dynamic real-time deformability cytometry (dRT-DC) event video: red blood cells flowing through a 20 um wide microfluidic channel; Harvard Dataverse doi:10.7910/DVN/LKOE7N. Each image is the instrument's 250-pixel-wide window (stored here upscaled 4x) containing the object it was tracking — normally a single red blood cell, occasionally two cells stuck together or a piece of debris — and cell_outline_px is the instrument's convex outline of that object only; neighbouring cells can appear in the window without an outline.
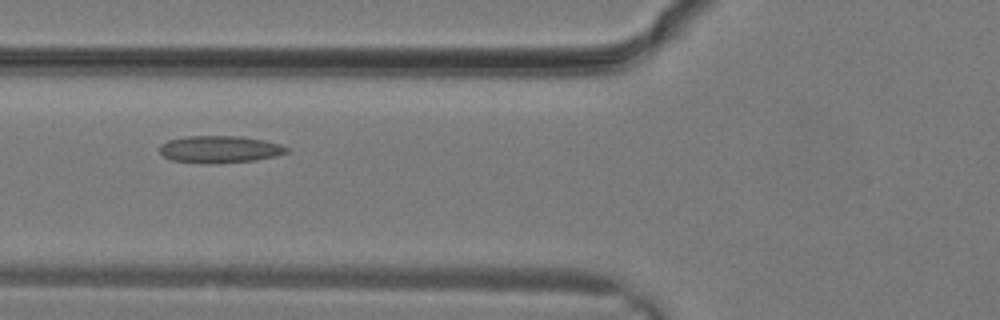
{"species": "common noctule bat (a hibernating species)", "species_latin": "Nyctalus noctula", "temperature_condition": "warm", "stored_images_in_passage": 17, "camera_frame_rate_fps": 3000, "um_per_image_px": 0.085, "animal": {"sex": "male", "body_mass_g": 19.2, "forearm_length_mm": 51.8}, "frame": {"image": 1, "passage_image": 12, "time_ms": 3.667, "image_size_px": [1000, 320], "cell_outline_px": [[288, 152], [276, 156], [256, 160], [220, 164], [204, 164], [172, 160], [164, 156], [160, 152], [160, 144], [168, 140], [184, 136], [240, 136], [264, 140], [280, 144], [288, 148]], "centroid_in_image_um": [18.67, 12.7], "position_along_channel_um": 107.1, "area_um2": 20.35}}
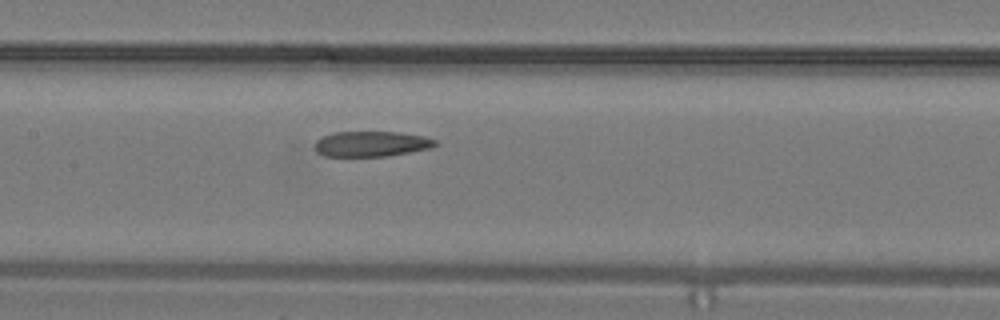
{"frame": {"image": 2, "passage_image": 15, "time_ms": 4.667, "image_size_px": [1000, 320], "cell_outline_px": [[440, 144], [432, 148], [388, 156], [324, 156], [316, 152], [316, 140], [332, 132], [400, 132], [424, 136], [436, 140]], "centroid_in_image_um": [31.61, 12.23], "position_along_channel_um": 175.8, "area_um2": 17.92}}
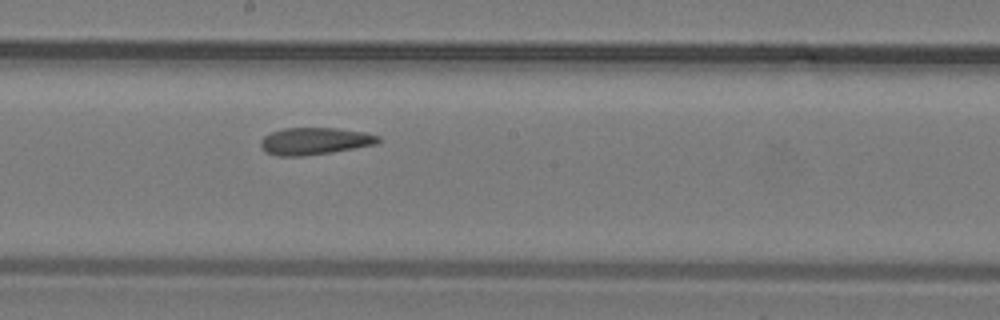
{"frame": {"image": 3, "passage_image": 17, "time_ms": 5.333, "image_size_px": [1000, 320], "cell_outline_px": [[380, 140], [376, 144], [332, 152], [304, 156], [276, 156], [264, 152], [260, 144], [260, 140], [264, 136], [272, 132], [284, 128], [336, 128], [368, 132], [380, 136]], "centroid_in_image_um": [26.74, 11.99], "position_along_channel_um": 221.5, "area_um2": 18.73}}